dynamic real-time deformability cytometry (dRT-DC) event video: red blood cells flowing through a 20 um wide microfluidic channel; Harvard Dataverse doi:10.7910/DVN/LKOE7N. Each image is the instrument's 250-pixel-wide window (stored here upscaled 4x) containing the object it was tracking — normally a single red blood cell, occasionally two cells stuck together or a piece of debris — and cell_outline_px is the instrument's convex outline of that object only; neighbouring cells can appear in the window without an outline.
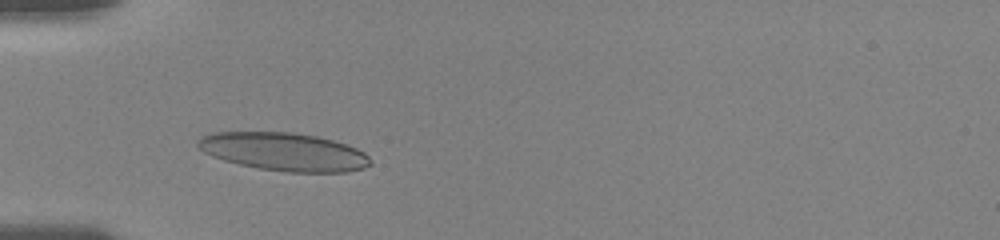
{"species": "human", "species_latin": "Homo sapiens", "temperature_condition": "room temperature", "stored_images_in_passage": 29, "camera_frame_rate_fps": 3000, "um_per_image_px": 0.085, "donor": {"sex": "female"}, "frame": {"image": 1, "passage_image": 28, "time_ms": 3.0, "image_size_px": [1000, 240], "cell_outline_px": [[372, 164], [364, 168], [348, 172], [284, 172], [260, 168], [240, 164], [224, 160], [212, 156], [204, 152], [196, 144], [196, 140], [200, 136], [212, 132], [292, 132], [316, 136], [348, 144], [364, 152], [372, 160]], "centroid_in_image_um": [24.14, 12.89], "position_along_channel_um": 60.9, "area_um2": 38.49}}